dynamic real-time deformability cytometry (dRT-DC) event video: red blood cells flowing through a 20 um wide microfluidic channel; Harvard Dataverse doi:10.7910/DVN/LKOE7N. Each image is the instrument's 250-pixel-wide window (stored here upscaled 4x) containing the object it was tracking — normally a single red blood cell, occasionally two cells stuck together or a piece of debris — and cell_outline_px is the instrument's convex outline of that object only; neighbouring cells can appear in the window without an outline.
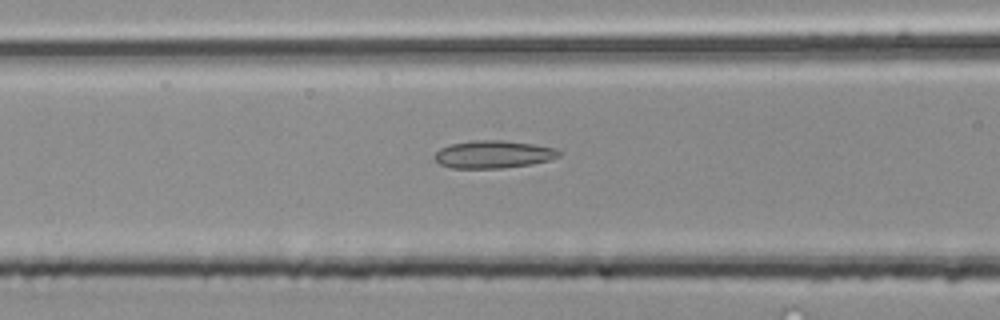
{"species": "common noctule bat (a hibernating species)", "species_latin": "Nyctalus noctula", "temperature_condition": "room temperature", "stored_images_in_passage": 37, "camera_frame_rate_fps": 3000, "um_per_image_px": 0.085, "animal": {"sex": "male", "body_mass_g": 20.4}, "frame": {"image": 1, "passage_image": 8, "time_ms": 2.333, "image_size_px": [1000, 320], "cell_outline_px": [[564, 152], [560, 156], [548, 160], [532, 164], [504, 168], [452, 168], [440, 164], [436, 160], [436, 152], [440, 148], [452, 144], [472, 140], [500, 140], [532, 144], [556, 148]], "centroid_in_image_um": [41.98, 13.12], "position_along_channel_um": 124.6, "area_um2": 20.0}}
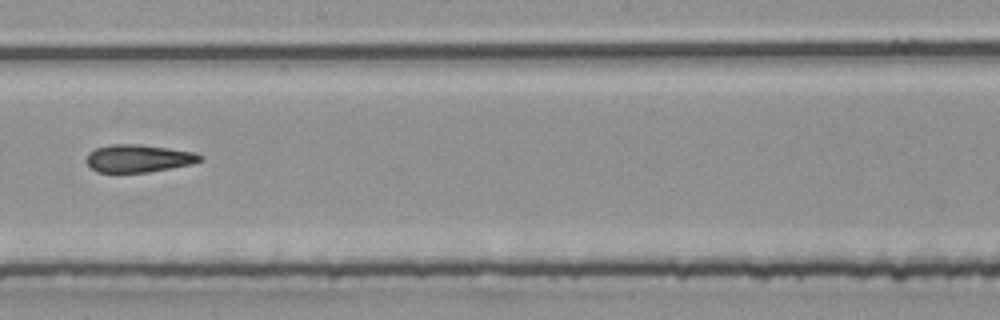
{"frame": {"image": 2, "passage_image": 16, "time_ms": 5.0, "image_size_px": [1000, 320], "cell_outline_px": [[204, 160], [192, 164], [172, 168], [148, 172], [100, 172], [92, 168], [84, 160], [88, 152], [96, 148], [112, 144], [140, 144], [196, 152], [204, 156]], "centroid_in_image_um": [11.81, 13.45], "position_along_channel_um": 236.4, "area_um2": 18.5}}
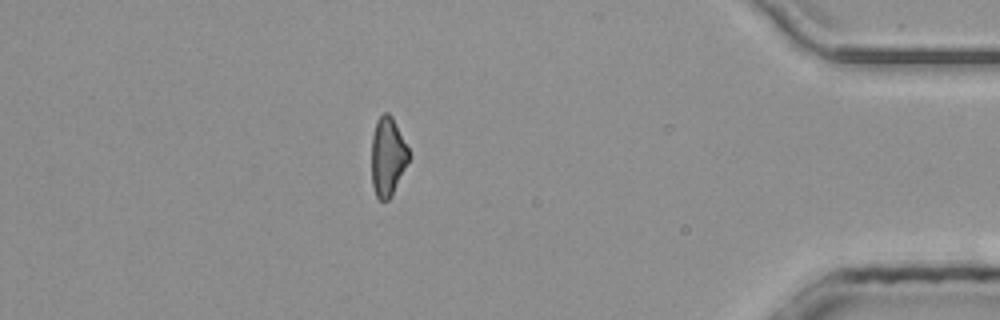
{"frame": {"image": 3, "passage_image": 31, "time_ms": 10.0, "image_size_px": [1000, 320], "cell_outline_px": [[408, 160], [392, 196], [388, 200], [380, 200], [376, 196], [372, 184], [372, 136], [376, 120], [384, 112], [388, 112], [392, 116], [408, 148]], "centroid_in_image_um": [32.93, 13.3], "position_along_channel_um": 402.3, "area_um2": 16.88}}